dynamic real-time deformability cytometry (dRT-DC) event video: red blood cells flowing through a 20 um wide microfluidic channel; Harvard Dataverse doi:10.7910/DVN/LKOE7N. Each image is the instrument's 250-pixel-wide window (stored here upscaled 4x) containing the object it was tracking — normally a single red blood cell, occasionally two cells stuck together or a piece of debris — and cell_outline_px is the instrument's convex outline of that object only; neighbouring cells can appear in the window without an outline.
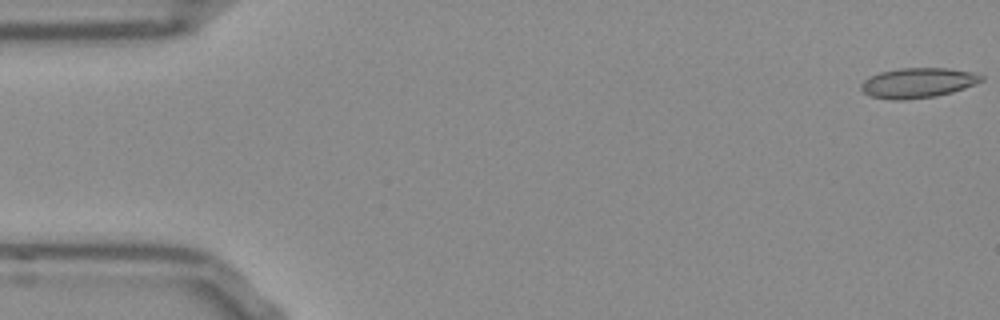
{"species": "Egyptian fruit bat (a non-hibernating species)", "species_latin": "Rousettus aegyptiacus", "temperature_condition": "room temperature", "stored_images_in_passage": 53, "camera_frame_rate_fps": 3000, "um_per_image_px": 0.085, "frame": {"image": 1, "passage_image": 1, "time_ms": 0.0, "image_size_px": [1000, 320], "cell_outline_px": [[984, 80], [964, 88], [952, 92], [936, 96], [904, 100], [892, 100], [868, 96], [860, 88], [860, 84], [864, 80], [880, 72], [900, 68], [948, 68], [972, 72], [984, 76]], "centroid_in_image_um": [78.01, 7.05], "position_along_channel_um": 7.0, "area_um2": 21.04}}
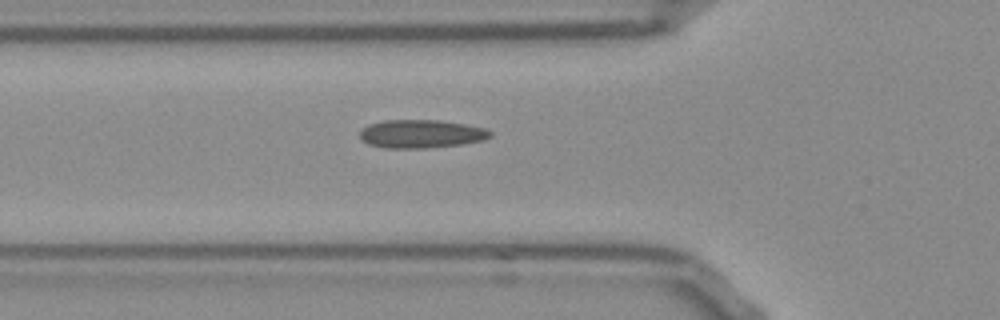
{"frame": {"image": 2, "passage_image": 18, "time_ms": 5.667, "image_size_px": [1000, 320], "cell_outline_px": [[492, 136], [484, 140], [464, 144], [424, 148], [384, 148], [368, 144], [360, 136], [360, 132], [368, 124], [384, 120], [440, 120], [464, 124], [484, 128], [492, 132]], "centroid_in_image_um": [35.82, 11.38], "position_along_channel_um": 90.0, "area_um2": 21.5}}
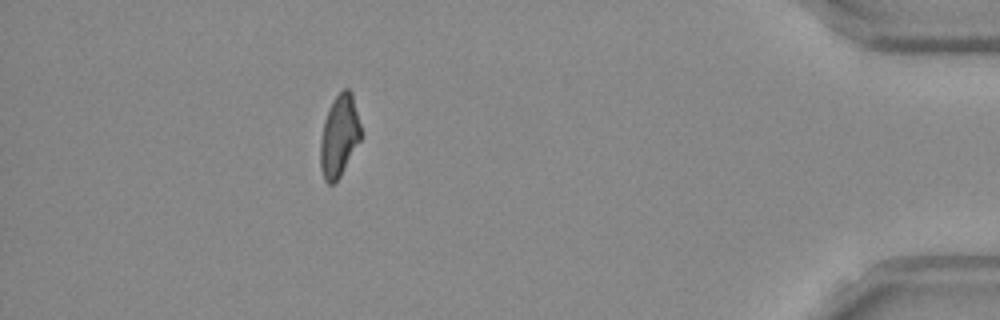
{"frame": {"image": 3, "passage_image": 47, "time_ms": 15.333, "image_size_px": [1000, 320], "cell_outline_px": [[360, 140], [340, 176], [332, 184], [328, 184], [324, 180], [320, 168], [320, 140], [324, 120], [332, 100], [344, 88], [348, 88], [352, 92], [360, 124]], "centroid_in_image_um": [28.81, 11.54], "position_along_channel_um": 406.4, "area_um2": 19.19}, "authors_computed_cell_mechanics": {"area_um2": 20.3456, "velocity_mm_per_s": 3.8381, "shape_relaxation_time_tau1_ms": null, "shape_relaxation_time_tau2_ms": 4.1332, "deformation_change_tau1": null, "deformation_change_tau2": 0.1094}}